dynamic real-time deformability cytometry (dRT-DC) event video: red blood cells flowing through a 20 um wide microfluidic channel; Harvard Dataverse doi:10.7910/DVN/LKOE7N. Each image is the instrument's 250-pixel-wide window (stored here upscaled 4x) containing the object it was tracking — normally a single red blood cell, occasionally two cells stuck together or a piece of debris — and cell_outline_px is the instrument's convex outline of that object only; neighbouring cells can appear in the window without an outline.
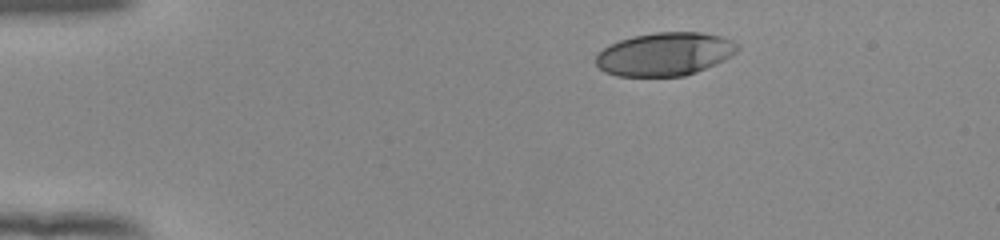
{"species": "human", "species_latin": "Homo sapiens", "temperature_condition": "room temperature", "stored_images_in_passage": 44, "camera_frame_rate_fps": 3000, "um_per_image_px": 0.085, "donor": {"sex": "female"}, "frame": {"image": 1, "passage_image": 1, "time_ms": 0.0, "image_size_px": [1000, 240], "cell_outline_px": [[740, 48], [736, 52], [724, 60], [716, 64], [696, 72], [684, 76], [616, 76], [604, 72], [596, 64], [596, 56], [604, 48], [620, 40], [632, 36], [656, 32], [700, 32], [720, 36], [732, 40]], "centroid_in_image_um": [56.51, 4.6], "position_along_channel_um": 28.5, "area_um2": 35.6}}
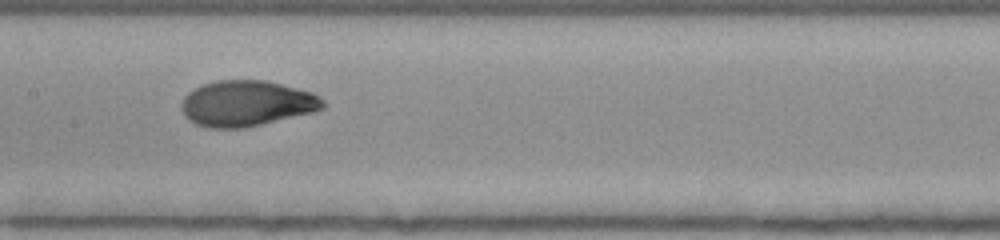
{"frame": {"image": 2, "passage_image": 19, "time_ms": 6.0, "image_size_px": [1000, 240], "cell_outline_px": [[324, 108], [312, 112], [244, 128], [204, 128], [188, 120], [184, 116], [180, 108], [180, 104], [184, 96], [188, 92], [204, 84], [216, 80], [264, 80], [312, 92], [324, 100]], "centroid_in_image_um": [20.91, 8.8], "position_along_channel_um": 186.5, "area_um2": 37.69}}
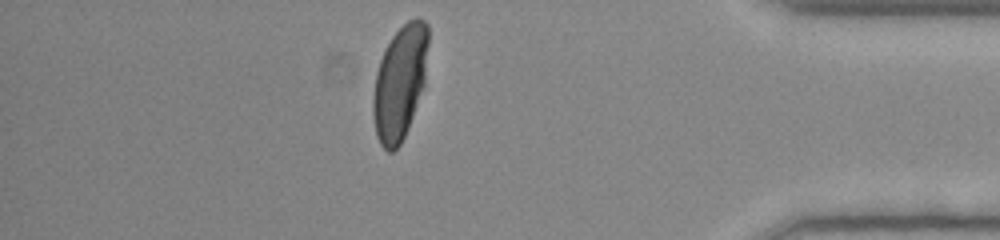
{"frame": {"image": 3, "passage_image": 38, "time_ms": 12.333, "image_size_px": [1000, 240], "cell_outline_px": [[428, 44], [424, 84], [408, 128], [400, 144], [392, 152], [388, 152], [380, 144], [376, 136], [372, 112], [372, 100], [376, 72], [380, 60], [392, 36], [408, 20], [416, 16], [424, 20], [428, 24]], "centroid_in_image_um": [33.98, 7.01], "position_along_channel_um": 401.2, "area_um2": 36.59}, "authors_computed_cell_mechanics": {"area_um2": 37.2521, "velocity_mm_per_s": 3.894, "shape_relaxation_time_tau1_ms": 5.3064, "shape_relaxation_time_tau2_ms": null, "deformation_change_tau1": 0.2254, "deformation_change_tau2": null}}